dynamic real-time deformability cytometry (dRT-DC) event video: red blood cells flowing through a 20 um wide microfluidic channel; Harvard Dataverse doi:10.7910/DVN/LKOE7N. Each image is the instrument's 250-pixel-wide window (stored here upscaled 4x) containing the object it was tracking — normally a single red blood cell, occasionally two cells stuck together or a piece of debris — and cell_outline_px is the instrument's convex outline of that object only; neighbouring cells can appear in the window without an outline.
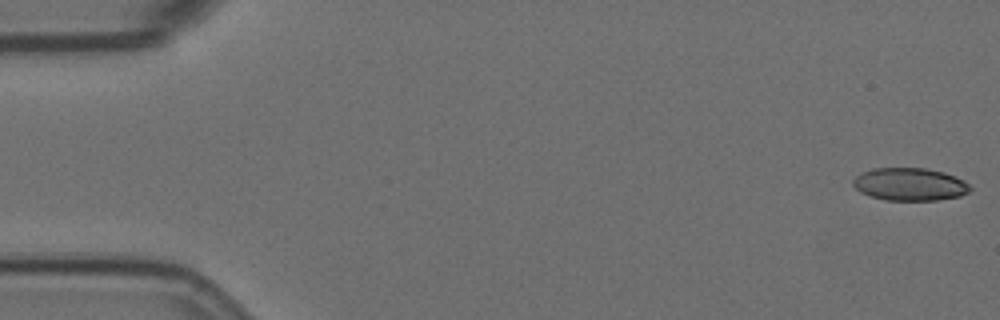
{"species": "Egyptian fruit bat (a non-hibernating species)", "species_latin": "Rousettus aegyptiacus", "temperature_condition": "room temperature", "stored_images_in_passage": 57, "camera_frame_rate_fps": 3000, "um_per_image_px": 0.085, "animal": {"sex": "female"}, "frame": {"image": 1, "passage_image": 1, "time_ms": 0.0, "image_size_px": [1000, 320], "cell_outline_px": [[972, 188], [968, 192], [960, 196], [936, 200], [884, 200], [860, 192], [852, 184], [852, 180], [856, 176], [872, 168], [924, 168], [944, 172], [956, 176], [964, 180]], "centroid_in_image_um": [77.34, 15.66], "position_along_channel_um": 7.7, "area_um2": 22.31}}
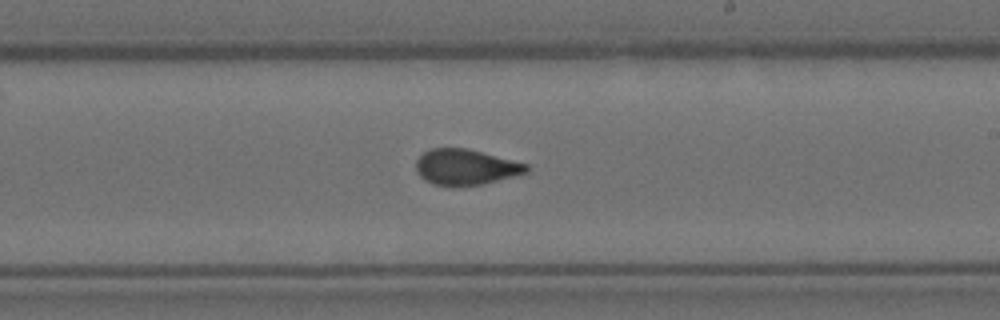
{"frame": {"image": 2, "passage_image": 33, "time_ms": 10.667, "image_size_px": [1000, 320], "cell_outline_px": [[528, 172], [480, 184], [452, 188], [432, 184], [424, 180], [416, 172], [416, 160], [424, 152], [432, 148], [468, 148], [528, 164]], "centroid_in_image_um": [39.53, 14.21], "position_along_channel_um": 249.5, "area_um2": 23.12}}
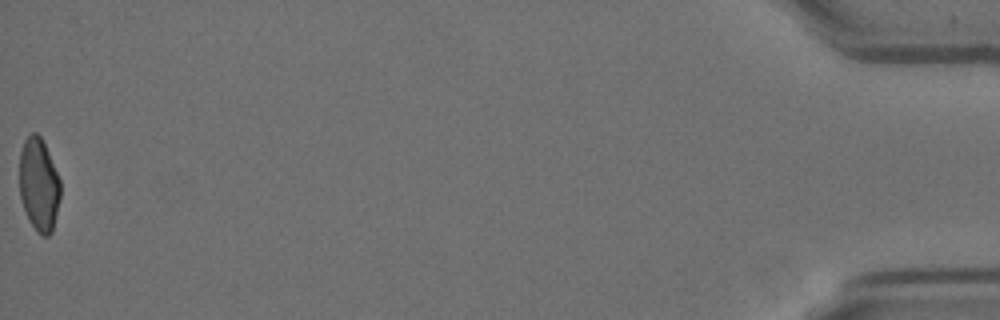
{"frame": {"image": 3, "passage_image": 57, "time_ms": 18.667, "image_size_px": [1000, 320], "cell_outline_px": [[60, 196], [52, 232], [48, 236], [40, 236], [36, 232], [28, 220], [20, 196], [20, 152], [24, 140], [32, 132], [36, 132], [40, 136], [48, 152], [60, 180]], "centroid_in_image_um": [3.3, 15.73], "position_along_channel_um": 431.9, "area_um2": 22.14}, "authors_computed_cell_mechanics": {"area_um2": 23.2934, "velocity_mm_per_s": 3.5674, "shape_relaxation_time_tau1_ms": null, "shape_relaxation_time_tau2_ms": 0.9705, "deformation_change_tau1": null, "deformation_change_tau2": 0.0484}}